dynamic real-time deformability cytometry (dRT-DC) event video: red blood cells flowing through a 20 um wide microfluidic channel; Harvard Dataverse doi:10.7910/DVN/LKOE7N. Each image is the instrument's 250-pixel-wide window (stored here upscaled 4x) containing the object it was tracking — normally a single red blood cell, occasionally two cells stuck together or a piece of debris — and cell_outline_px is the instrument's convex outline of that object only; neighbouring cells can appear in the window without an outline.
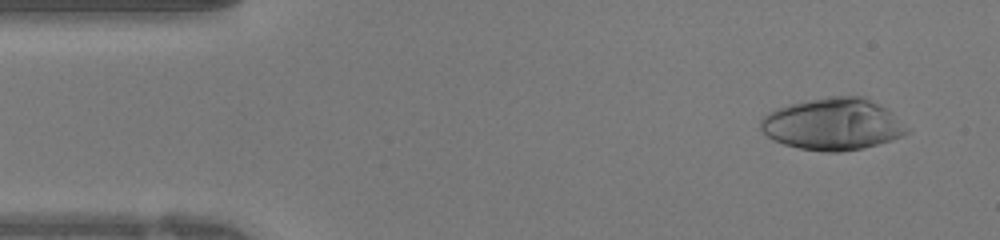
{"species": "human", "species_latin": "Homo sapiens", "temperature_condition": "warm", "stored_images_in_passage": 41, "camera_frame_rate_fps": 3000, "um_per_image_px": 0.085, "donor": {"sex": "female"}, "frame": {"image": 1, "passage_image": 3, "time_ms": 0.667, "image_size_px": [1000, 240], "cell_outline_px": [[912, 128], [904, 136], [892, 140], [864, 148], [840, 152], [824, 152], [800, 148], [784, 144], [772, 140], [760, 128], [760, 120], [768, 112], [776, 108], [808, 100], [832, 96], [864, 96], [884, 108]], "centroid_in_image_um": [70.81, 10.57], "position_along_channel_um": 14.2, "area_um2": 44.22}}
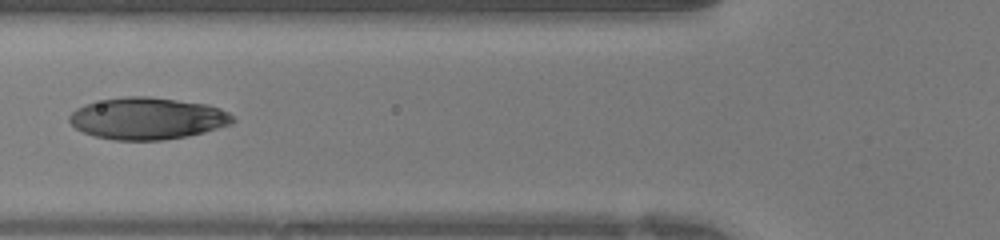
{"frame": {"image": 2, "passage_image": 15, "time_ms": 4.667, "image_size_px": [1000, 240], "cell_outline_px": [[236, 120], [232, 124], [204, 132], [188, 136], [164, 140], [116, 140], [96, 136], [84, 132], [76, 128], [68, 120], [68, 116], [76, 108], [84, 104], [124, 96], [148, 96], [208, 104], [220, 108], [228, 112]], "centroid_in_image_um": [12.55, 10.06], "position_along_channel_um": 113.2, "area_um2": 39.88}}
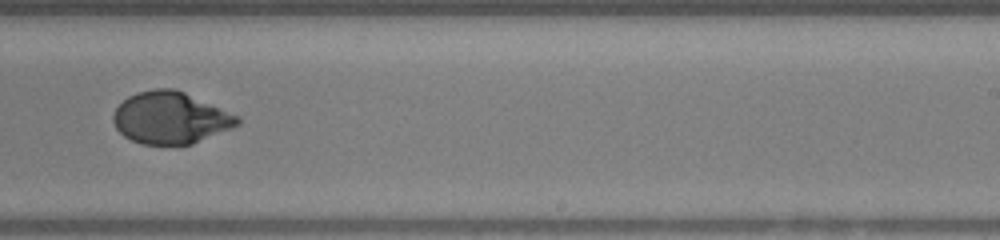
{"frame": {"image": 3, "passage_image": 25, "time_ms": 8.0, "image_size_px": [1000, 240], "cell_outline_px": [[240, 124], [232, 128], [192, 144], [140, 144], [124, 136], [116, 128], [112, 120], [112, 116], [116, 108], [128, 96], [136, 92], [156, 88], [172, 88], [184, 92], [240, 116]], "centroid_in_image_um": [14.49, 10.01], "position_along_channel_um": 274.5, "area_um2": 37.51}}